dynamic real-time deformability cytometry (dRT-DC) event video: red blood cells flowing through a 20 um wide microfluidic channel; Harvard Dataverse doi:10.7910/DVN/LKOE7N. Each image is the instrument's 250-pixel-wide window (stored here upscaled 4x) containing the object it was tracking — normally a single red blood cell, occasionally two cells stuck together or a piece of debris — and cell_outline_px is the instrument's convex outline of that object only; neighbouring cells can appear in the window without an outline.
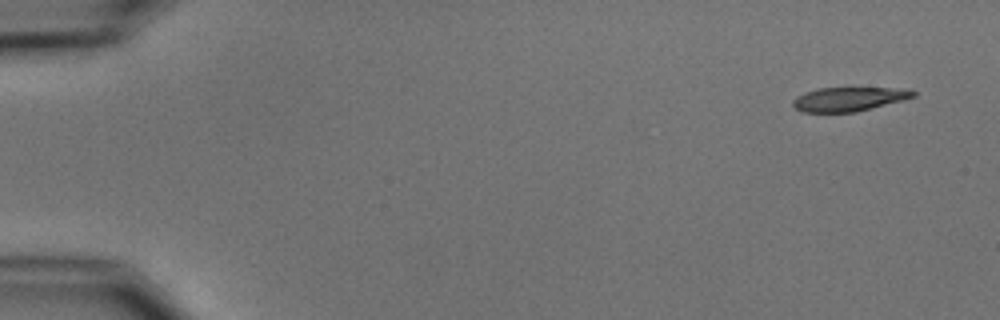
{"species": "common noctule bat (a hibernating species)", "species_latin": "Nyctalus noctula", "temperature_condition": "cold", "stored_images_in_passage": 4, "camera_frame_rate_fps": 3000, "um_per_image_px": 0.085, "animal": {"sex": "male", "body_mass_g": 15.6}, "frame": {"image": 1, "passage_image": 1, "time_ms": 0.0, "image_size_px": [1000, 320], "cell_outline_px": [[916, 96], [904, 100], [856, 112], [804, 112], [796, 108], [792, 104], [792, 100], [796, 96], [804, 92], [816, 88], [892, 88], [916, 92]], "centroid_in_image_um": [72.1, 8.42], "position_along_channel_um": 12.9, "area_um2": 16.76}}
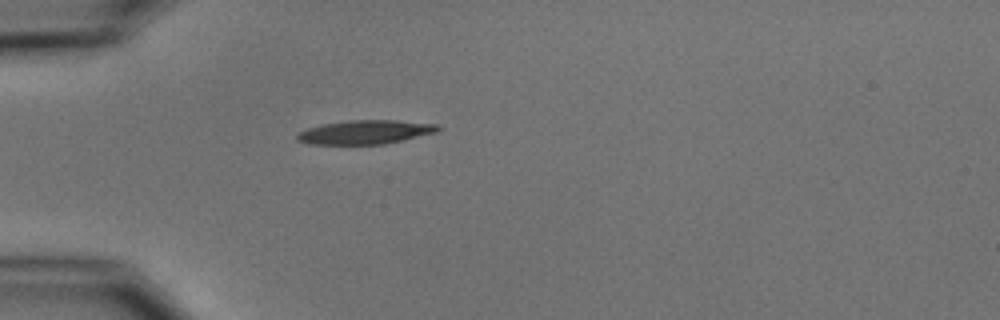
{"frame": {"image": 2, "passage_image": 4, "time_ms": 4.333, "image_size_px": [1000, 320], "cell_outline_px": [[444, 128], [436, 132], [404, 140], [384, 144], [308, 144], [296, 140], [296, 136], [300, 132], [308, 128], [324, 124], [348, 120], [396, 120], [440, 124]], "centroid_in_image_um": [31.11, 11.22], "position_along_channel_um": 53.9, "area_um2": 19.71}}